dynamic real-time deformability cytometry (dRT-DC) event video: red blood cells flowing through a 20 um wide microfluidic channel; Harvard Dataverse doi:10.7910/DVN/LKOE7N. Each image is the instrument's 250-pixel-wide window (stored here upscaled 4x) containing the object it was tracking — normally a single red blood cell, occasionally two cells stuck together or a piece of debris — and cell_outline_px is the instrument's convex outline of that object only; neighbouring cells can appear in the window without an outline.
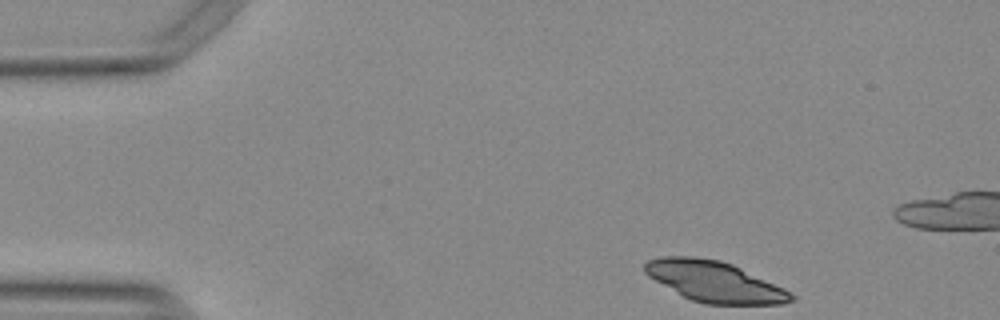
{"species": "Egyptian fruit bat (a non-hibernating species)", "species_latin": "Rousettus aegyptiacus", "temperature_condition": "warm", "stored_images_in_passage": 48, "camera_frame_rate_fps": 3000, "um_per_image_px": 0.085, "animal": {"sex": "female"}, "frame": {"image": 1, "passage_image": 1, "time_ms": 0.0, "image_size_px": [1000, 320], "cell_outline_px": [[796, 300], [784, 304], [704, 304], [692, 300], [684, 296], [648, 276], [644, 272], [644, 264], [648, 260], [660, 256], [696, 256], [720, 260], [732, 264], [784, 288], [796, 296]], "centroid_in_image_um": [60.75, 23.93], "position_along_channel_um": 24.3, "area_um2": 34.62}}